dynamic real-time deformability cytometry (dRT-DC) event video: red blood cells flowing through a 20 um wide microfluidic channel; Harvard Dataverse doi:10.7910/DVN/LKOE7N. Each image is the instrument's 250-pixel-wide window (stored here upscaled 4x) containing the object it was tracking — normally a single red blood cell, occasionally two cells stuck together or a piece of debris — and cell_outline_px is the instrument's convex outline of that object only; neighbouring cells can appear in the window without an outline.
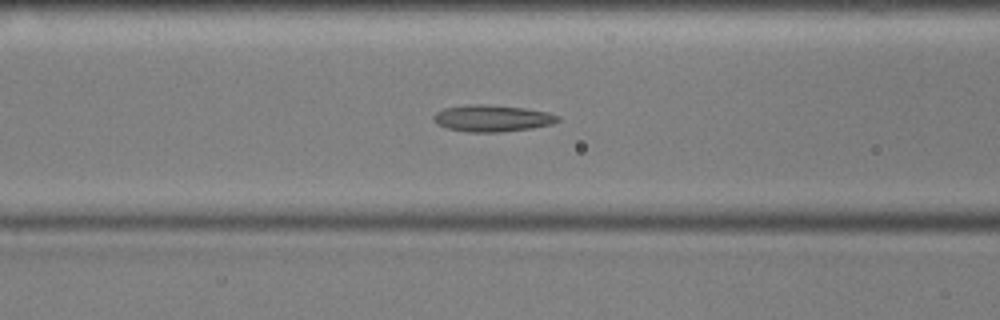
{"species": "common noctule bat (a hibernating species)", "species_latin": "Nyctalus noctula", "temperature_condition": "cold", "stored_images_in_passage": 55, "camera_frame_rate_fps": 3000, "um_per_image_px": 0.085, "animal": {"sex": "male", "body_mass_g": 17.9, "forearm_length_mm": 54.2}, "frame": {"image": 1, "passage_image": 21, "time_ms": 6.667, "image_size_px": [1000, 320], "cell_outline_px": [[560, 120], [552, 124], [532, 128], [500, 132], [468, 132], [448, 128], [436, 124], [432, 120], [432, 116], [436, 112], [444, 108], [468, 104], [488, 104], [524, 108], [548, 112], [560, 116]], "centroid_in_image_um": [41.82, 10.05], "position_along_channel_um": 124.8, "area_um2": 19.48}}
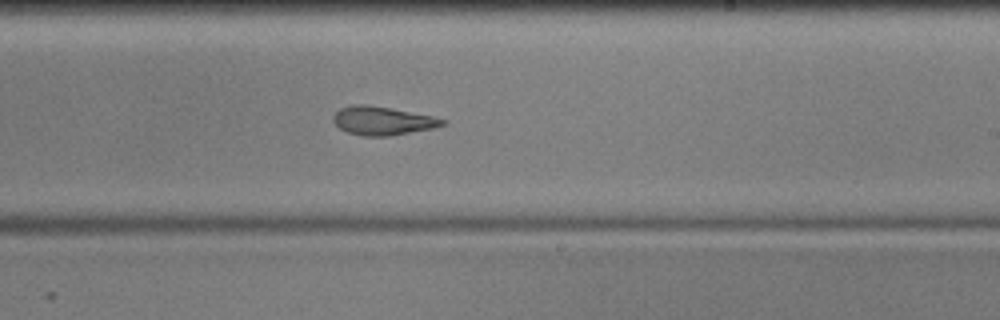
{"frame": {"image": 2, "passage_image": 32, "time_ms": 10.333, "image_size_px": [1000, 320], "cell_outline_px": [[448, 120], [444, 124], [432, 128], [388, 136], [364, 136], [348, 132], [340, 128], [332, 120], [332, 116], [340, 108], [352, 104], [368, 104], [392, 108], [432, 116]], "centroid_in_image_um": [32.48, 10.25], "position_along_channel_um": 256.5, "area_um2": 18.09}}
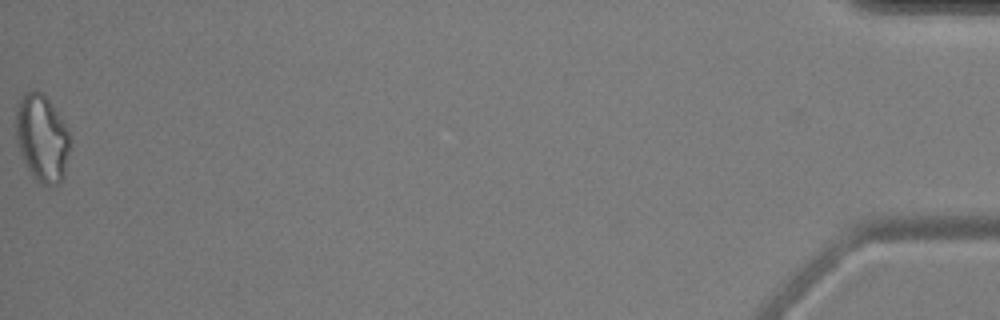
{"frame": {"image": 3, "passage_image": 55, "time_ms": 18.0, "image_size_px": [1000, 320], "cell_outline_px": [[72, 144], [64, 176], [60, 184], [48, 188], [40, 184], [32, 176], [20, 152], [16, 140], [16, 104], [20, 96], [24, 92], [32, 88], [44, 92], [68, 128]], "centroid_in_image_um": [3.59, 11.73], "position_along_channel_um": 431.6, "area_um2": 28.55}, "authors_computed_cell_mechanics": {"area_um2": 19.5942, "velocity_mm_per_s": 3.5968, "shape_relaxation_time_tau1_ms": null, "shape_relaxation_time_tau2_ms": 4.7075, "deformation_change_tau1": null, "deformation_change_tau2": 0.1435}}